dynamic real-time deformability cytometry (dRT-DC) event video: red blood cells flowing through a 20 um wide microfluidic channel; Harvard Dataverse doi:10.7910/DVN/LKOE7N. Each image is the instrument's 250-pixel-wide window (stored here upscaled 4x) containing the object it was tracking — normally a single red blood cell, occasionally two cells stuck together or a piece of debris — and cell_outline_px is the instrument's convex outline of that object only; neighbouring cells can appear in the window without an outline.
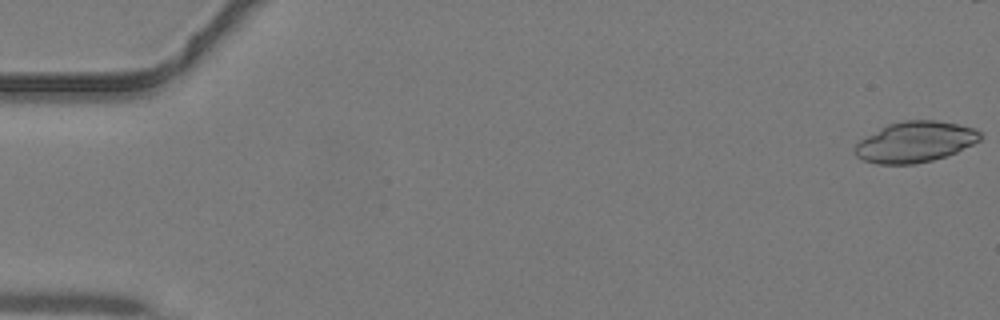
{"species": "common noctule bat (a hibernating species)", "species_latin": "Nyctalus noctula", "temperature_condition": "warm", "stored_images_in_passage": 17, "camera_frame_rate_fps": 3000, "um_per_image_px": 0.085, "animal": {"sex": "male", "body_mass_g": 19.2, "forearm_length_mm": 51.8}, "frame": {"image": 1, "passage_image": 1, "time_ms": 0.0, "image_size_px": [1000, 320], "cell_outline_px": [[980, 140], [956, 152], [932, 160], [916, 164], [876, 164], [864, 160], [856, 156], [852, 152], [852, 148], [860, 140], [888, 124], [900, 120], [936, 120], [956, 124], [972, 128], [980, 132]], "centroid_in_image_um": [77.73, 12.07], "position_along_channel_um": 7.3, "area_um2": 29.59}}
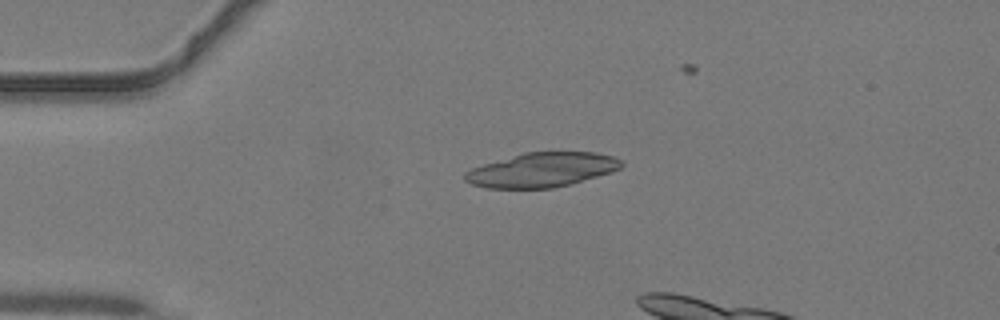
{"frame": {"image": 2, "passage_image": 11, "time_ms": 3.333, "image_size_px": [1000, 320], "cell_outline_px": [[624, 164], [620, 168], [612, 172], [572, 184], [552, 188], [488, 188], [472, 184], [464, 180], [464, 172], [472, 168], [484, 164], [524, 152], [596, 152], [612, 156], [620, 160]], "centroid_in_image_um": [46.08, 14.44], "position_along_channel_um": 38.9, "area_um2": 31.33}}